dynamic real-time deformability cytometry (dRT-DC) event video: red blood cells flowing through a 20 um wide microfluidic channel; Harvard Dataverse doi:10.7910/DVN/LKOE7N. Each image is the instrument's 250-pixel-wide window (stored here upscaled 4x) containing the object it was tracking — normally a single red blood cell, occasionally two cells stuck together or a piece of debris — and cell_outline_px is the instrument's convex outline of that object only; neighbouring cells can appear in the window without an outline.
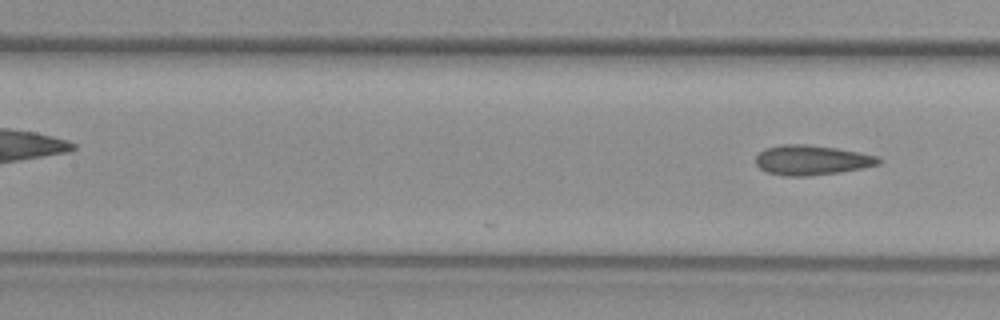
{"species": "common noctule bat (a hibernating species)", "species_latin": "Nyctalus noctula", "temperature_condition": "warm", "stored_images_in_passage": 19, "camera_frame_rate_fps": 3000, "um_per_image_px": 0.085, "animal": {"sex": "female", "body_mass_g": 29.2, "forearm_length_mm": 56.3}, "frame": {"image": 1, "passage_image": 19, "time_ms": 6.0, "image_size_px": [1000, 320], "cell_outline_px": [[884, 160], [880, 164], [864, 168], [840, 172], [808, 176], [784, 176], [768, 172], [760, 168], [756, 164], [756, 156], [764, 148], [780, 144], [804, 144], [836, 148], [860, 152], [876, 156]], "centroid_in_image_um": [69.01, 13.61], "position_along_channel_um": 138.4, "area_um2": 21.5}}